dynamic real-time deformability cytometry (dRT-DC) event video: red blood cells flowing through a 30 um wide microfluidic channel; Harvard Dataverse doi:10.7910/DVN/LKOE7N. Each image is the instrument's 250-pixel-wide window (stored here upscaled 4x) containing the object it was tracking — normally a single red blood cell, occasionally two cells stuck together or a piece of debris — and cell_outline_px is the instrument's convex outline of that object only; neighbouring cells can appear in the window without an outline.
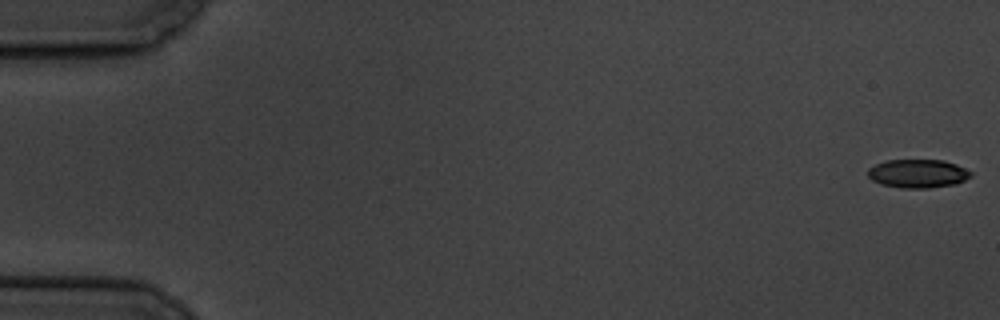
{"species": "common noctule bat (a hibernating species)", "species_latin": "Nyctalus noctula", "temperature_condition": "cold", "stored_images_in_passage": 5, "camera_frame_rate_fps": 3000, "um_per_image_px": 0.085, "animal": {"sex": "male", "body_mass_g": 19.5, "forearm_length_mm": 54.6}, "frame": {"image": 1, "passage_image": 1, "time_ms": 0.0, "image_size_px": [1000, 320], "cell_outline_px": [[972, 176], [956, 184], [928, 188], [900, 188], [880, 184], [872, 180], [868, 176], [868, 168], [876, 164], [888, 160], [944, 160], [956, 164], [972, 172]], "centroid_in_image_um": [78.02, 14.76], "position_along_channel_um": 7.0, "area_um2": 17.17}}
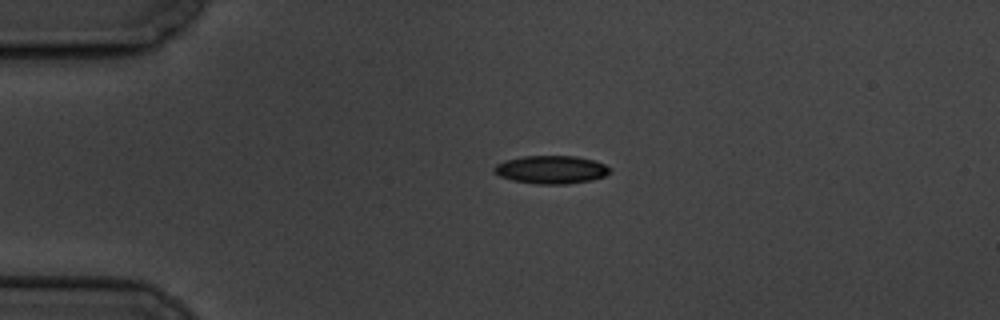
{"frame": {"image": 2, "passage_image": 4, "time_ms": 4.333, "image_size_px": [1000, 320], "cell_outline_px": [[612, 168], [604, 176], [592, 180], [568, 184], [536, 184], [512, 180], [500, 176], [492, 172], [492, 168], [496, 164], [504, 160], [524, 156], [576, 156], [596, 160]], "centroid_in_image_um": [46.83, 14.41], "position_along_channel_um": 38.2, "area_um2": 19.13}}